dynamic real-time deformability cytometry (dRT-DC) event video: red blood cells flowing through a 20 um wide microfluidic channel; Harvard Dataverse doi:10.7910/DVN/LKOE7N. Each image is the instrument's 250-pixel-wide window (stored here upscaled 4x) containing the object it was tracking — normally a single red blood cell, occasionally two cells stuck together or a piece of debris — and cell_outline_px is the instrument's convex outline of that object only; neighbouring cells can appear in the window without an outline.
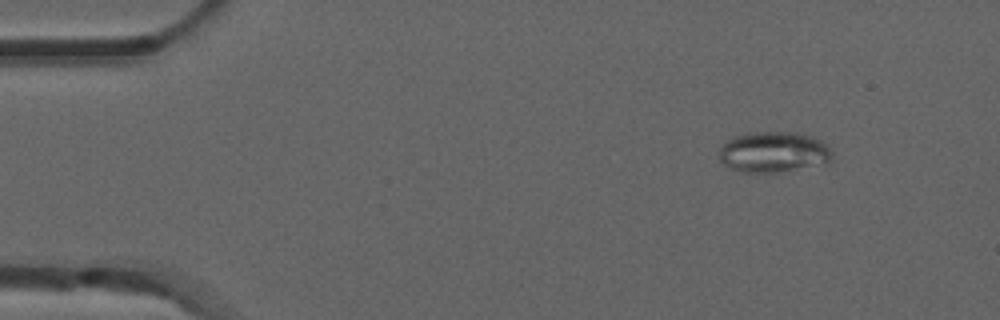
{"species": "common noctule bat (a hibernating species)", "species_latin": "Nyctalus noctula", "temperature_condition": "room temperature", "stored_images_in_passage": 8, "camera_frame_rate_fps": 3000, "um_per_image_px": 0.085, "animal": {"sex": "male", "forearm_length_mm": 52.5}, "frame": {"image": 1, "passage_image": 1, "time_ms": 0.0, "image_size_px": [1000, 320], "cell_outline_px": [[832, 160], [828, 164], [780, 172], [740, 172], [724, 164], [720, 160], [720, 148], [732, 136], [748, 132], [796, 132], [812, 136], [820, 140], [832, 152]], "centroid_in_image_um": [65.78, 12.92], "position_along_channel_um": 19.2, "area_um2": 27.05}}
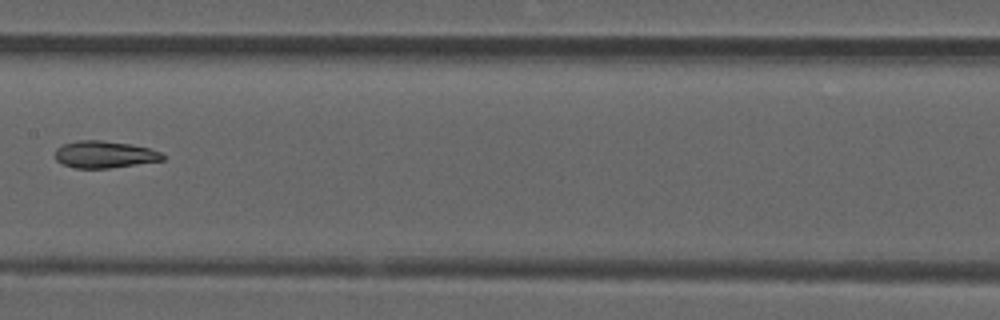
{"frame": {"image": 2, "passage_image": 7, "time_ms": 2.0, "image_size_px": [1000, 320], "cell_outline_px": [[164, 160], [108, 168], [76, 168], [64, 164], [56, 160], [56, 148], [64, 144], [76, 140], [100, 140], [132, 144], [148, 148], [160, 152], [164, 156]], "centroid_in_image_um": [8.87, 13.12], "position_along_channel_um": 198.5, "area_um2": 16.76}}
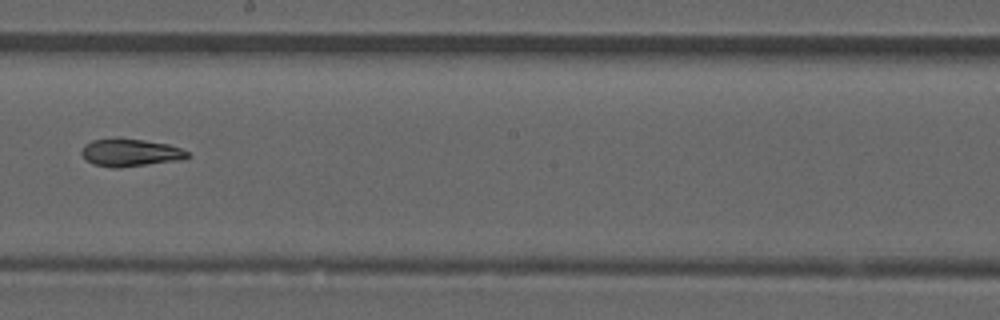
{"frame": {"image": 3, "passage_image": 8, "time_ms": 2.333, "image_size_px": [1000, 320], "cell_outline_px": [[192, 156], [184, 160], [120, 168], [112, 168], [92, 164], [84, 160], [80, 152], [84, 144], [92, 140], [144, 140], [168, 144], [180, 148], [188, 152]], "centroid_in_image_um": [11.1, 13.02], "position_along_channel_um": 237.1, "area_um2": 17.05}}